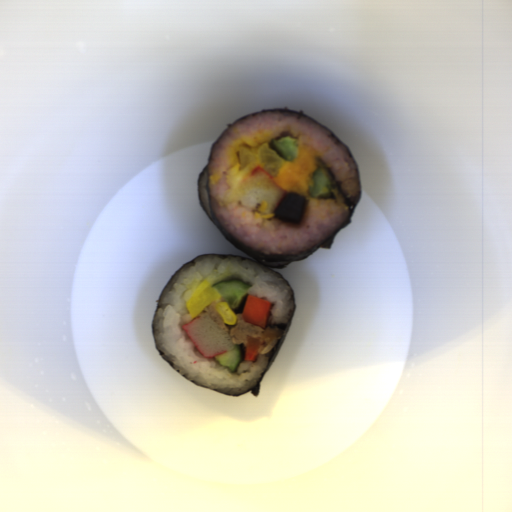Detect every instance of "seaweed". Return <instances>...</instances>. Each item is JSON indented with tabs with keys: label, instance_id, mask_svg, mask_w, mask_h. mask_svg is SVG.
Segmentation results:
<instances>
[{
	"label": "seaweed",
	"instance_id": "seaweed-1",
	"mask_svg": "<svg viewBox=\"0 0 512 512\" xmlns=\"http://www.w3.org/2000/svg\"><path fill=\"white\" fill-rule=\"evenodd\" d=\"M293 112V113H296V114H299V115H302V116H305V117H308L312 120H314L315 122L323 125L327 130L328 132L350 153L351 155V159H352V162H353V166H354V170H355V176H356V182H357V195L356 197H348L347 194L344 192V190L342 189V187L339 185V183L337 182L336 178L334 177V175L332 174L331 170L329 169L328 165L323 162V161H319V164H320V167L319 169H322V170H325L326 172H328L330 175H331V178H332V182H333V186H332V189H331V193H330V197H327V198H334V192L335 190H339L340 193L344 196L347 204H348V207H349V212H350V215L348 216V218L339 226V228L332 234L330 235L329 237L325 238L324 240L320 241L319 243L315 244L314 246L304 250L303 252L297 254V255H274V254H268V253H261V252H258L256 250H253V249H250V248H247L245 246H242L237 240H235L230 234L229 232L224 228V226L221 224V222L219 221V219L217 218V216L215 215L214 211H213V207H212V204H211V200H210V176H209V163H210V156L213 152V149L216 145V143L223 137V135L230 129L232 128L234 125H236L239 121H241L242 119H245V118H249V117H252V116H256V115H259V114H265V113H271V112ZM208 170V179H207V192H208V198H209V204H210V212H211V218L209 217L202 201H201V198L199 196V188H200V180L202 178V176L205 174V172ZM197 194H198V197H199V200H200V204H201V207L202 209L204 210L205 214L207 215V217L213 222V224L221 231V233L226 237V239L231 243L233 244L238 250H240L241 252H243L245 255H247L248 257H244V256H241V255H238V254H217V253H204V254H201L199 256H196L194 257L193 259L187 261L186 263H184L175 273L174 275L171 277V279L167 282V284L164 286L163 290L161 291L159 297H158V300H157V304H156V307H155V310H154V314H153V317H152V335H153V339H154V343H155V346L159 352V354L164 358V360L168 363V361L165 359V357L162 355L159 347H158V344H157V341H156V338H155V335H154V316H155V313H156V310H157V307H158V304H159V301H160V297H161V294L162 292L164 291V289L169 285V283L172 281V279L175 277V275L178 273V271L180 269H182L183 267H185L187 264H189L190 262H192L193 260L195 259H198L200 257H203V256H221V257H241V258H244V259H247L249 261H252V262H255V263H258L260 264L261 266L267 268L268 270L272 271L274 274H276L279 278H281L286 284H288L290 286V284L288 283V281L285 279V277L280 274L277 270L275 269H282L286 266H288L289 264H291L292 262L294 261H300V260H303V259H306L308 256H310L313 252H315L317 249L319 248H331L336 236L339 234V232L345 228L349 223L352 222V218H353V213L358 205V202L362 196V191H361V183H360V176H359V171H358V166H357V162L354 158V155L351 151V149L346 146L337 136L336 134L330 129L328 128L327 126H325L324 124H322L321 122L317 121L316 119L312 118L311 116H309L308 114L306 113H303V112H300L298 110H295V109H292V108H282V109H273V110H263V111H259V112H256V113H252V114H248V115H245V116H241L240 118H238L236 121H234L228 128H226L221 134L220 136L217 138V140L214 142V144L212 145L211 147V150H210V154H209V157H208V164L202 169V171L199 173L198 175V179H197ZM265 261H287L286 264L282 265V266H275V265H270L268 263H266ZM291 288V286H290ZM291 291H292V294H293V308H292V312H291V316H290V320H289V323H287L286 325L285 324H272L270 326H268L267 328H271V329H275V328H279L281 333H280V337L275 345V347L268 353L266 354V357L269 358V363L262 375V377L260 378V380L257 382V384L251 388L249 391H246L244 393H241V394H225V393H222V392H219V391H216V390H213V389H210V388H207V387H204L188 378H186L185 376L181 375L180 373H178L169 363V365L171 366V368L177 372L178 374H180L181 376H183L184 378H186L187 380L193 382L194 384L198 385L199 387L201 388H204V389H207V390H211V391H214V392H217V393H220V394H224V395H227V396H230V397H240L244 394H247L249 392H251L255 397H258L259 394H260V383L262 381V379L264 378L265 374L267 373L268 369L270 368V366L272 365L273 361L275 360L280 348H281V345L286 337V334L288 332V329L290 327V324L292 322V319L294 317V313H295V307H296V300H295V294L291 288Z\"/></svg>",
	"mask_w": 512,
	"mask_h": 512
}]
</instances>
